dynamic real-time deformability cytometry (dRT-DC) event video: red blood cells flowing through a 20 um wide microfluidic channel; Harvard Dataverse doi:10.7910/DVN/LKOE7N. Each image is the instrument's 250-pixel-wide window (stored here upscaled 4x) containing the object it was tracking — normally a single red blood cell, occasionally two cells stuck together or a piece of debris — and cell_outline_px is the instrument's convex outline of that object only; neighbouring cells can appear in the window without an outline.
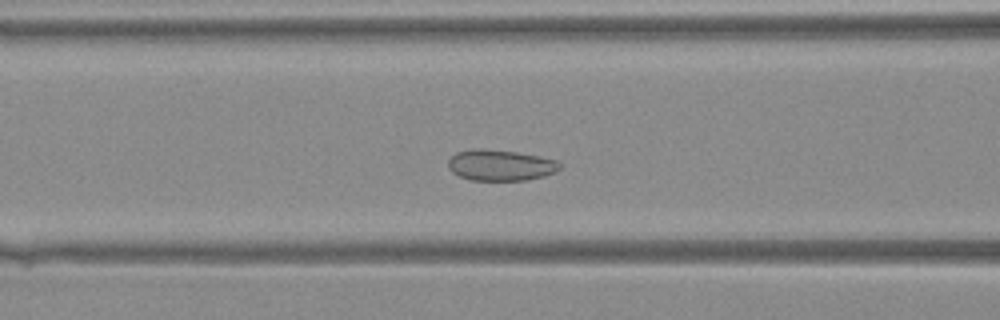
{"species": "Egyptian fruit bat (a non-hibernating species)", "species_latin": "Rousettus aegyptiacus", "temperature_condition": "warm", "stored_images_in_passage": 38, "camera_frame_rate_fps": 3000, "um_per_image_px": 0.085, "animal": {"sex": "female"}, "frame": {"image": 1, "passage_image": 13, "time_ms": 4.0, "image_size_px": [1000, 320], "cell_outline_px": [[560, 168], [556, 172], [544, 176], [528, 180], [468, 180], [452, 172], [448, 168], [448, 160], [456, 152], [476, 148], [480, 148], [516, 152], [556, 160], [560, 164]], "centroid_in_image_um": [42.51, 14.05], "position_along_channel_um": 124.1, "area_um2": 20.11}}
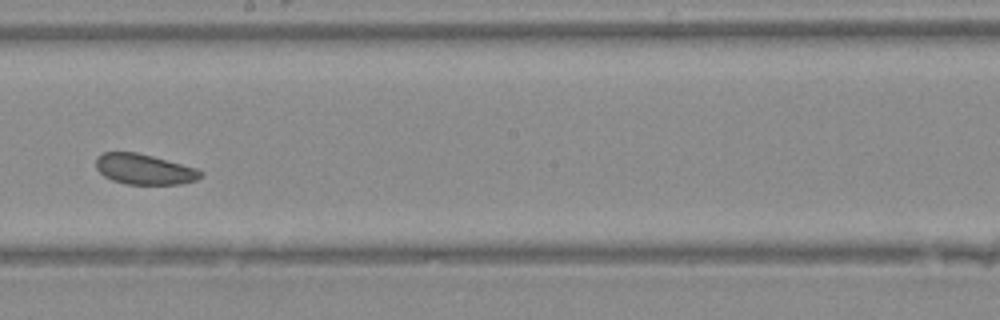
{"frame": {"image": 2, "passage_image": 20, "time_ms": 6.333, "image_size_px": [1000, 320], "cell_outline_px": [[204, 172], [196, 180], [180, 184], [128, 184], [112, 180], [104, 176], [96, 168], [96, 156], [104, 152], [136, 152], [152, 156], [196, 168]], "centroid_in_image_um": [12.24, 14.38], "position_along_channel_um": 236.0, "area_um2": 18.44}}
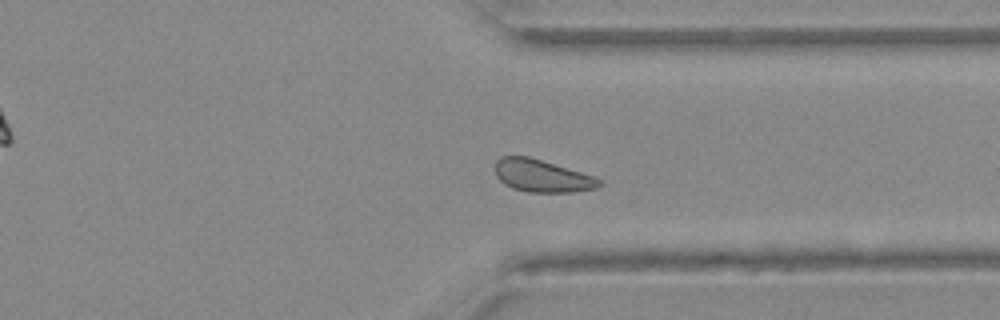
{"frame": {"image": 3, "passage_image": 28, "time_ms": 9.0, "image_size_px": [1000, 320], "cell_outline_px": [[604, 184], [596, 188], [572, 192], [528, 192], [512, 188], [504, 184], [496, 176], [496, 160], [500, 156], [528, 156], [580, 172], [604, 180]], "centroid_in_image_um": [46.07, 14.96], "position_along_channel_um": 365.3, "area_um2": 19.59}}